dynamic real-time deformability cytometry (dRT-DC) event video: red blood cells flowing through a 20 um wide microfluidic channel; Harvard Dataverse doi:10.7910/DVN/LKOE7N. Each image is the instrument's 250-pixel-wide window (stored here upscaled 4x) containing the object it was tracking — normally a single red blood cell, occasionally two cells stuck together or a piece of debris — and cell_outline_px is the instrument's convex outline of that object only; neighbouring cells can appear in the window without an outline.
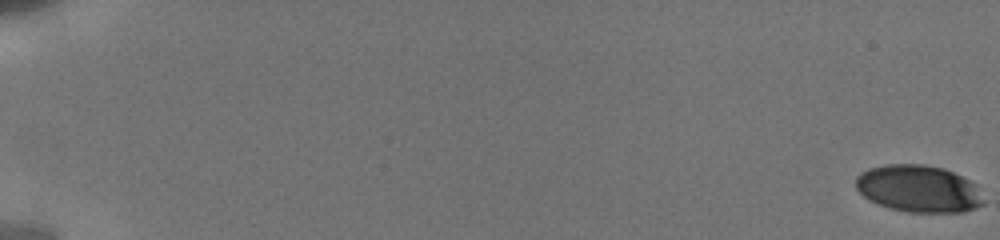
{"species": "human", "species_latin": "Homo sapiens", "temperature_condition": "cold", "stored_images_in_passage": 21, "camera_frame_rate_fps": 3000, "um_per_image_px": 0.085, "donor": {"sex": "male"}, "frame": {"image": 1, "passage_image": 1, "time_ms": 0.0, "image_size_px": [1000, 240], "cell_outline_px": [[984, 204], [964, 212], [908, 212], [892, 208], [868, 200], [856, 188], [856, 176], [860, 172], [868, 168], [884, 164], [924, 164], [944, 168], [976, 184]], "centroid_in_image_um": [78.05, 16.03], "position_along_channel_um": 6.9, "area_um2": 34.97}}
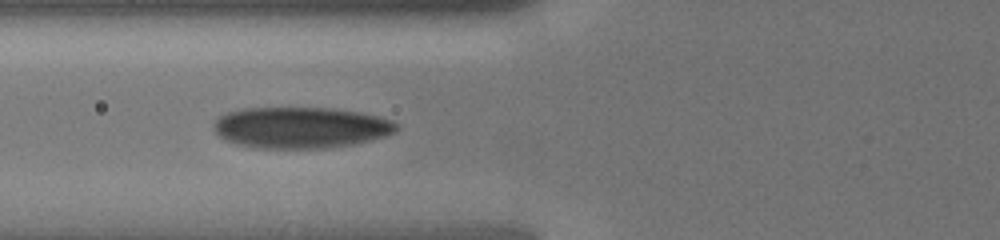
{"frame": {"image": 2, "passage_image": 18, "time_ms": 8.0, "image_size_px": [1000, 240], "cell_outline_px": [[400, 128], [396, 132], [384, 136], [352, 144], [328, 148], [252, 148], [236, 144], [224, 140], [212, 128], [212, 124], [220, 116], [228, 112], [244, 108], [332, 108], [360, 112], [380, 116], [392, 120]], "centroid_in_image_um": [25.55, 10.84], "position_along_channel_um": 100.3, "area_um2": 44.1}}
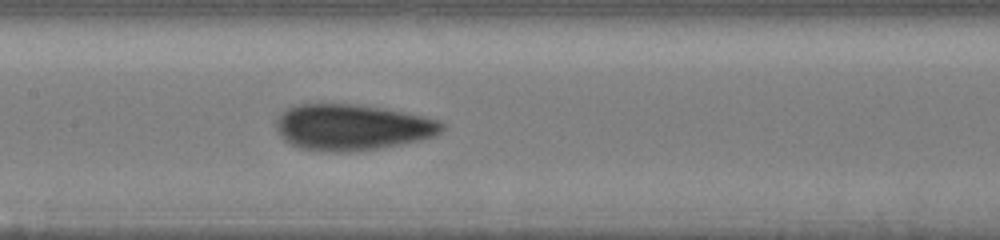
{"frame": {"image": 3, "passage_image": 21, "time_ms": 10.0, "image_size_px": [1000, 240], "cell_outline_px": [[444, 128], [440, 132], [432, 136], [416, 140], [376, 148], [348, 152], [320, 152], [300, 148], [284, 140], [276, 128], [276, 120], [288, 108], [296, 104], [356, 104], [384, 108], [444, 120]], "centroid_in_image_um": [29.92, 10.81], "position_along_channel_um": 177.5, "area_um2": 44.27}}